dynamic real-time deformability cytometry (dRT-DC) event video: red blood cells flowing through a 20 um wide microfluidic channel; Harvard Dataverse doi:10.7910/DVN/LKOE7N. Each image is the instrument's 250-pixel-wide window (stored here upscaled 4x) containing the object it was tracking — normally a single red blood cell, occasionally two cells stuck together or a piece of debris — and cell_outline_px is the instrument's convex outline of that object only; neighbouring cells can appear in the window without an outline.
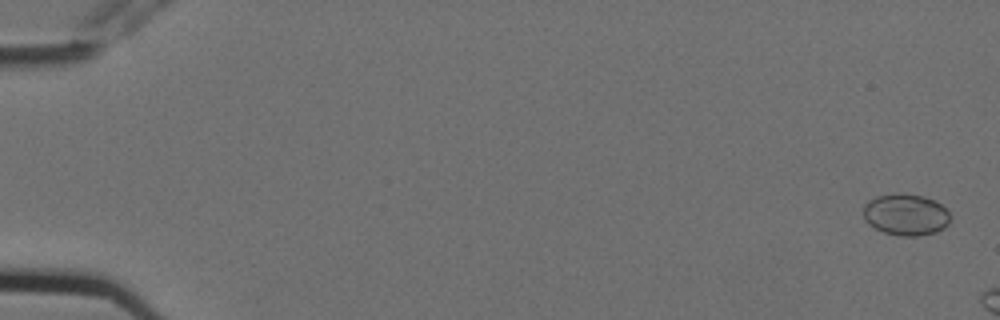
{"species": "Egyptian fruit bat (a non-hibernating species)", "species_latin": "Rousettus aegyptiacus", "temperature_condition": "cold", "stored_images_in_passage": 3, "camera_frame_rate_fps": 3000, "um_per_image_px": 0.085, "animal": {"sex": "female"}, "frame": {"image": 1, "passage_image": 1, "time_ms": 0.0, "image_size_px": [1000, 320], "cell_outline_px": [[948, 224], [944, 228], [936, 232], [916, 236], [900, 236], [884, 232], [868, 224], [864, 220], [864, 204], [868, 200], [876, 196], [924, 196], [936, 200], [948, 212]], "centroid_in_image_um": [76.98, 18.28], "position_along_channel_um": 8.0, "area_um2": 20.46}}